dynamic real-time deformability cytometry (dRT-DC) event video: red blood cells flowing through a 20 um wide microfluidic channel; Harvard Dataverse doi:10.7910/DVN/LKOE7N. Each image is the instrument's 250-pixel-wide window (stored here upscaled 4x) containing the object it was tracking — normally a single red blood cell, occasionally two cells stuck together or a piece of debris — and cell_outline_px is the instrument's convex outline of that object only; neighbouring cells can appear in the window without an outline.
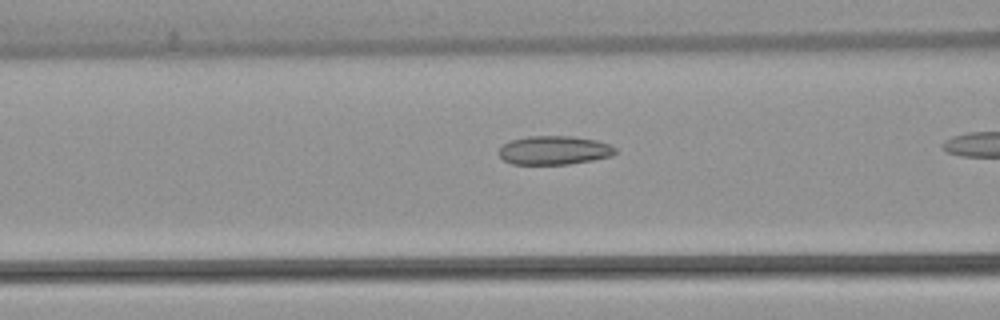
{"species": "common noctule bat (a hibernating species)", "species_latin": "Nyctalus noctula", "temperature_condition": "warm", "stored_images_in_passage": 36, "camera_frame_rate_fps": 3000, "um_per_image_px": 0.085, "animal": {"sex": "female", "body_mass_g": 22.7, "forearm_length_mm": 54.2}, "frame": {"image": 1, "passage_image": 14, "time_ms": 4.333, "image_size_px": [1000, 320], "cell_outline_px": [[616, 152], [612, 156], [592, 160], [568, 164], [512, 164], [504, 160], [496, 152], [504, 144], [512, 140], [528, 136], [572, 136], [596, 140], [608, 144], [616, 148]], "centroid_in_image_um": [47.09, 12.77], "position_along_channel_um": 119.5, "area_um2": 19.48}}
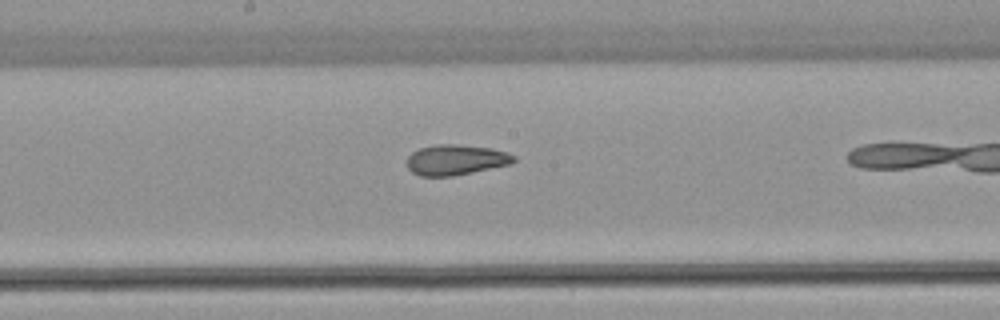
{"frame": {"image": 2, "passage_image": 21, "time_ms": 6.667, "image_size_px": [1000, 320], "cell_outline_px": [[516, 160], [512, 164], [452, 176], [420, 176], [412, 172], [408, 168], [408, 156], [412, 152], [420, 148], [436, 144], [456, 144], [492, 148], [508, 152], [516, 156]], "centroid_in_image_um": [38.78, 13.58], "position_along_channel_um": 209.4, "area_um2": 19.02}}
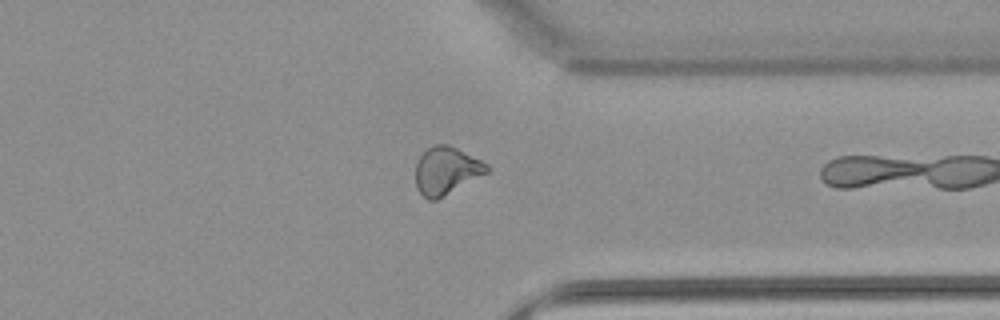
{"frame": {"image": 3, "passage_image": 34, "time_ms": 11.0, "image_size_px": [1000, 320], "cell_outline_px": [[488, 172], [436, 200], [428, 200], [416, 188], [416, 164], [420, 156], [428, 148], [436, 144], [448, 144], [488, 164]], "centroid_in_image_um": [37.91, 14.51], "position_along_channel_um": 373.5, "area_um2": 19.42}}